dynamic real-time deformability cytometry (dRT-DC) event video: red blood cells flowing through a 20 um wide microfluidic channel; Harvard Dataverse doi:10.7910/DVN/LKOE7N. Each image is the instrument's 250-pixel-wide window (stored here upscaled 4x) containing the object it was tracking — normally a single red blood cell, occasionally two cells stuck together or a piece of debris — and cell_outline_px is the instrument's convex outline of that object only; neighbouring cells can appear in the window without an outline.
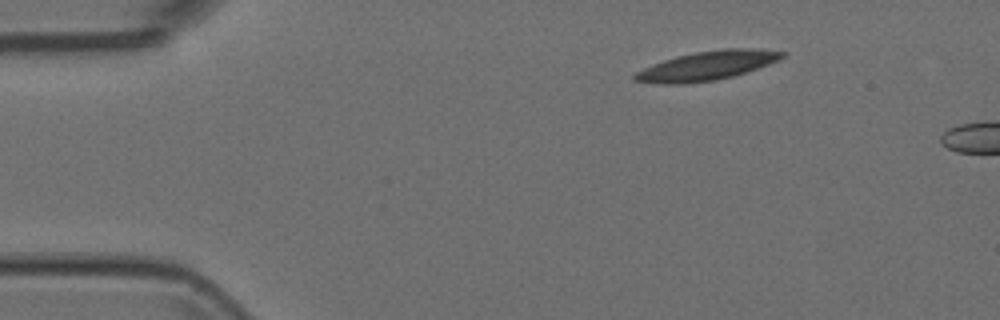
{"species": "Egyptian fruit bat (a non-hibernating species)", "species_latin": "Rousettus aegyptiacus", "temperature_condition": "room temperature", "stored_images_in_passage": 5, "camera_frame_rate_fps": 3000, "um_per_image_px": 0.085, "animal": {"sex": "female"}, "frame": {"image": 1, "passage_image": 1, "time_ms": 0.0, "image_size_px": [1000, 320], "cell_outline_px": [[788, 52], [780, 60], [732, 76], [716, 80], [680, 84], [660, 84], [632, 80], [632, 76], [636, 72], [644, 68], [664, 60], [676, 56], [696, 52], [724, 48], [752, 48]], "centroid_in_image_um": [60.09, 5.58], "position_along_channel_um": 24.9, "area_um2": 24.8}}
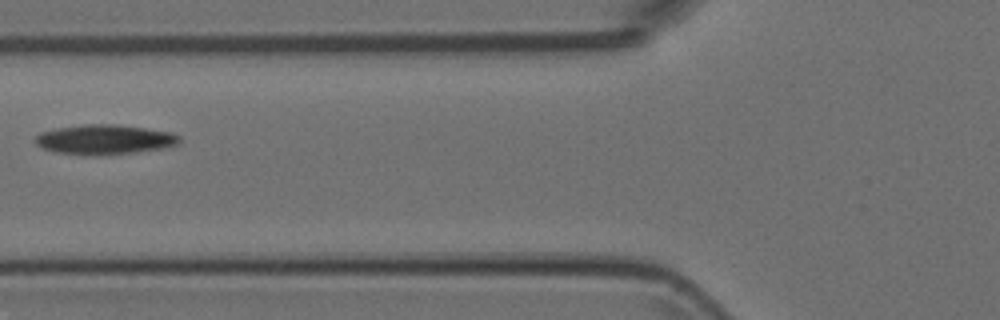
{"frame": {"image": 2, "passage_image": 4, "time_ms": 1.0, "image_size_px": [1000, 320], "cell_outline_px": [[180, 144], [164, 148], [136, 152], [96, 156], [84, 156], [56, 152], [40, 148], [32, 140], [40, 132], [56, 128], [84, 124], [116, 124], [172, 132], [180, 136]], "centroid_in_image_um": [8.85, 11.87], "position_along_channel_um": 116.9, "area_um2": 25.49}}
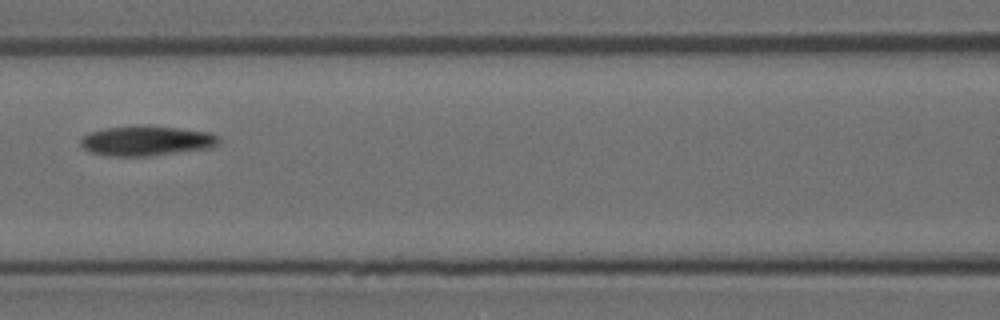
{"frame": {"image": 3, "passage_image": 5, "time_ms": 1.333, "image_size_px": [1000, 320], "cell_outline_px": [[220, 144], [212, 148], [148, 156], [108, 156], [92, 152], [84, 148], [80, 144], [80, 140], [88, 132], [104, 128], [136, 124], [180, 128], [212, 132], [220, 136]], "centroid_in_image_um": [12.5, 11.95], "position_along_channel_um": 154.1, "area_um2": 24.62}}